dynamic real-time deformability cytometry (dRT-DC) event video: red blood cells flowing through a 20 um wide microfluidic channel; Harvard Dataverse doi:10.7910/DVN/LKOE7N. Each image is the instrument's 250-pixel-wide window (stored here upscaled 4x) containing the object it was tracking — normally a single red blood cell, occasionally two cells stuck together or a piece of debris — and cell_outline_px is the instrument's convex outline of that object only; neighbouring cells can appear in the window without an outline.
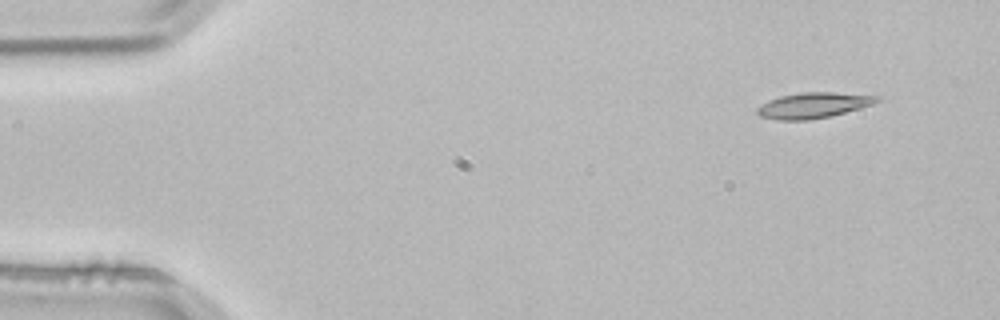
{"species": "common noctule bat (a hibernating species)", "species_latin": "Nyctalus noctula", "temperature_condition": "room temperature", "stored_images_in_passage": 4, "camera_frame_rate_fps": 3000, "um_per_image_px": 0.085, "animal": {"sex": "male", "body_mass_g": 21.5, "forearm_length_mm": 52.0}, "frame": {"image": 1, "passage_image": 4, "time_ms": 1.0, "image_size_px": [1000, 320], "cell_outline_px": [[880, 100], [872, 104], [832, 116], [808, 120], [776, 120], [760, 116], [756, 112], [756, 108], [768, 100], [780, 96], [800, 92], [832, 92], [880, 96]], "centroid_in_image_um": [69.1, 8.95], "position_along_channel_um": 15.9, "area_um2": 17.86}}